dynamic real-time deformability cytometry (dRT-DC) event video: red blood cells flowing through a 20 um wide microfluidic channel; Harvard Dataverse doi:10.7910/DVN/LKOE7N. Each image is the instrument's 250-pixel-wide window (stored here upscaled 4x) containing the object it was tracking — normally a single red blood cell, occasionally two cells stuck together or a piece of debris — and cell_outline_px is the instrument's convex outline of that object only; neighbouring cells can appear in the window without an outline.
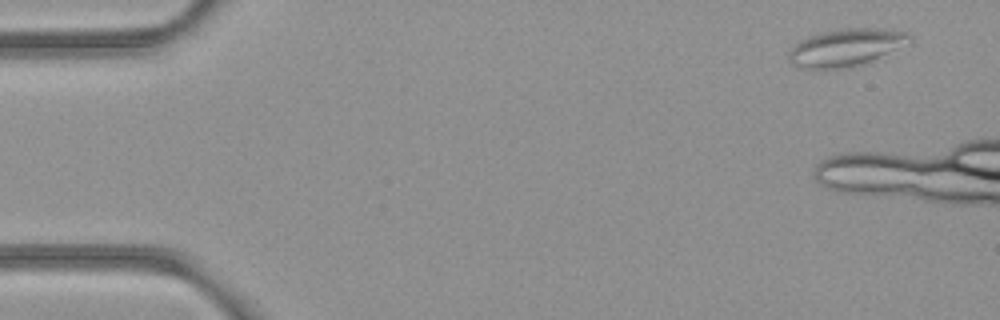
{"species": "common noctule bat (a hibernating species)", "species_latin": "Nyctalus noctula", "temperature_condition": "room temperature", "stored_images_in_passage": 3, "camera_frame_rate_fps": 3000, "um_per_image_px": 0.085, "animal": {"sex": "female", "body_mass_g": 21.9}, "frame": {"image": 1, "passage_image": 1, "time_ms": 0.0, "image_size_px": [1000, 320], "cell_outline_px": [[912, 40], [864, 64], [852, 68], [824, 72], [812, 72], [800, 68], [792, 64], [788, 60], [788, 52], [800, 40], [824, 32], [840, 28], [880, 28], [908, 32], [912, 36]], "centroid_in_image_um": [71.82, 4.1], "position_along_channel_um": 13.2, "area_um2": 26.99}}